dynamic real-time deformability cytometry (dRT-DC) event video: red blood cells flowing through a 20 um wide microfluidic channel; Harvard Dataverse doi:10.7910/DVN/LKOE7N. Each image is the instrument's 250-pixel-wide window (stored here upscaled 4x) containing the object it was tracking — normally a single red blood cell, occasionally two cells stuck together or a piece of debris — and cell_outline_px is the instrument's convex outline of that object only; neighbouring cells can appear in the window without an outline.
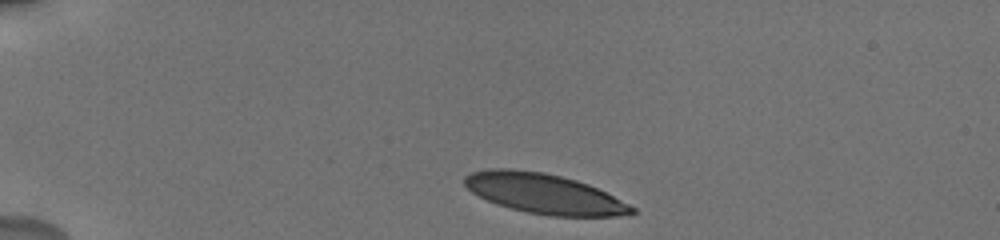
{"species": "human", "species_latin": "Homo sapiens", "temperature_condition": "cold", "stored_images_in_passage": 7, "camera_frame_rate_fps": 3000, "um_per_image_px": 0.085, "donor": {"sex": "male"}, "frame": {"image": 1, "passage_image": 1, "time_ms": 0.0, "image_size_px": [1000, 240], "cell_outline_px": [[636, 212], [616, 216], [552, 216], [528, 212], [496, 204], [472, 192], [464, 184], [464, 176], [472, 172], [488, 168], [508, 168], [544, 172], [576, 180], [588, 184], [636, 208]], "centroid_in_image_um": [46.21, 16.45], "position_along_channel_um": 38.8, "area_um2": 38.55}}
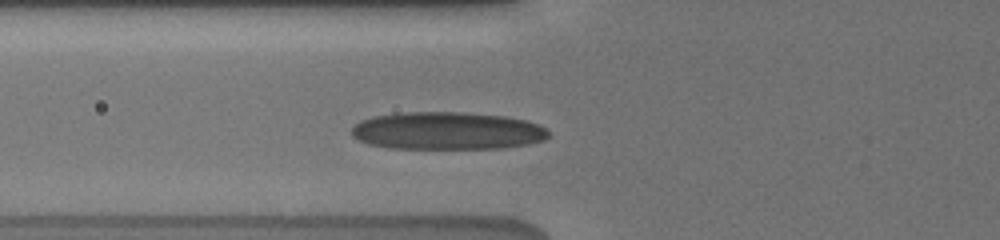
{"frame": {"image": 2, "passage_image": 5, "time_ms": 3.0, "image_size_px": [1000, 240], "cell_outline_px": [[548, 136], [544, 140], [528, 144], [500, 148], [388, 148], [368, 144], [352, 136], [352, 128], [360, 120], [372, 116], [400, 112], [464, 112], [504, 116], [524, 120], [536, 124], [544, 128], [548, 132]], "centroid_in_image_um": [37.96, 11.11], "position_along_channel_um": 87.8, "area_um2": 43.12}}
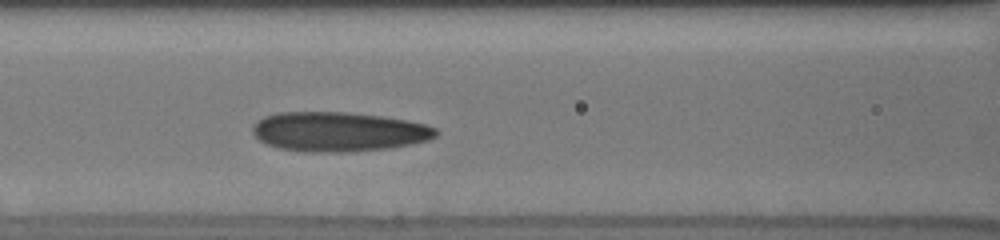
{"frame": {"image": 3, "passage_image": 7, "time_ms": 4.333, "image_size_px": [1000, 240], "cell_outline_px": [[440, 132], [436, 136], [428, 140], [412, 144], [388, 148], [348, 152], [304, 152], [276, 148], [260, 140], [252, 132], [252, 124], [256, 120], [264, 116], [276, 112], [348, 112], [380, 116], [408, 120], [424, 124], [436, 128]], "centroid_in_image_um": [28.75, 11.19], "position_along_channel_um": 137.8, "area_um2": 42.6}}